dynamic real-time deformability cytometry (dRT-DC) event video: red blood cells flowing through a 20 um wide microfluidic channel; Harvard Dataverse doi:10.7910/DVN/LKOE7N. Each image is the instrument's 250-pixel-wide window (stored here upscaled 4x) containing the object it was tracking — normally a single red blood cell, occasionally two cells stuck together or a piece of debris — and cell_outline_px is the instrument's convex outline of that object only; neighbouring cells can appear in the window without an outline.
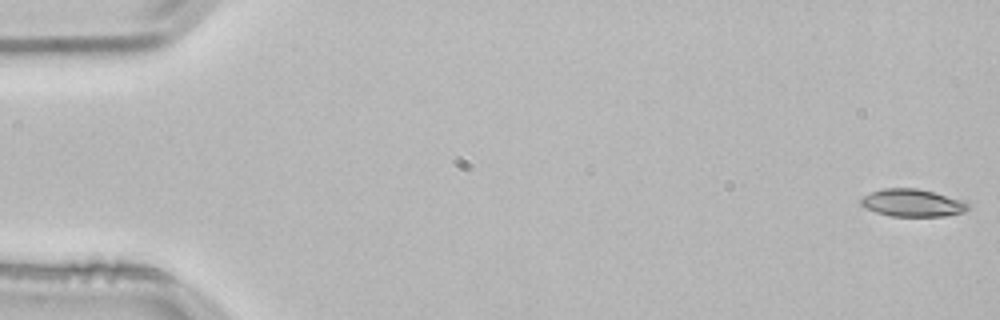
{"species": "common noctule bat (a hibernating species)", "species_latin": "Nyctalus noctula", "temperature_condition": "room temperature", "stored_images_in_passage": 54, "camera_frame_rate_fps": 3000, "um_per_image_px": 0.085, "animal": {"sex": "male", "body_mass_g": 21.5, "forearm_length_mm": 52.0}, "frame": {"image": 1, "passage_image": 1, "time_ms": 0.0, "image_size_px": [1000, 320], "cell_outline_px": [[972, 208], [964, 212], [944, 216], [892, 216], [876, 212], [864, 208], [860, 204], [860, 200], [864, 196], [872, 192], [884, 188], [916, 188], [964, 200]], "centroid_in_image_um": [77.57, 17.25], "position_along_channel_um": 7.4, "area_um2": 17.17}}
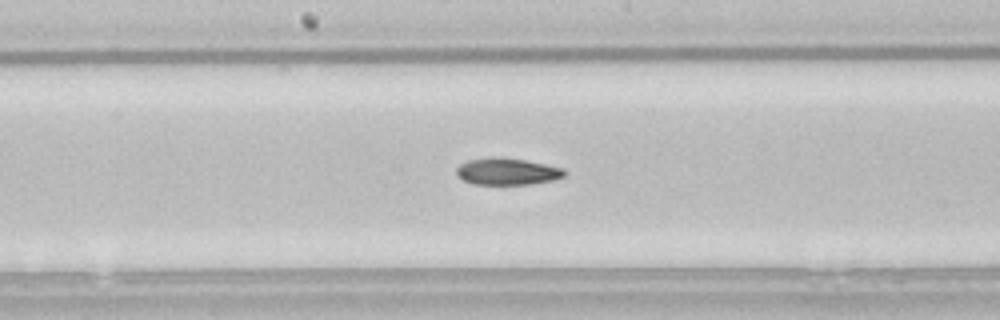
{"frame": {"image": 2, "passage_image": 28, "time_ms": 9.0, "image_size_px": [1000, 320], "cell_outline_px": [[568, 172], [564, 176], [552, 180], [532, 184], [472, 184], [456, 176], [456, 168], [460, 164], [468, 160], [488, 156], [500, 156], [524, 160], [564, 168]], "centroid_in_image_um": [43.08, 14.56], "position_along_channel_um": 205.1, "area_um2": 17.11}}
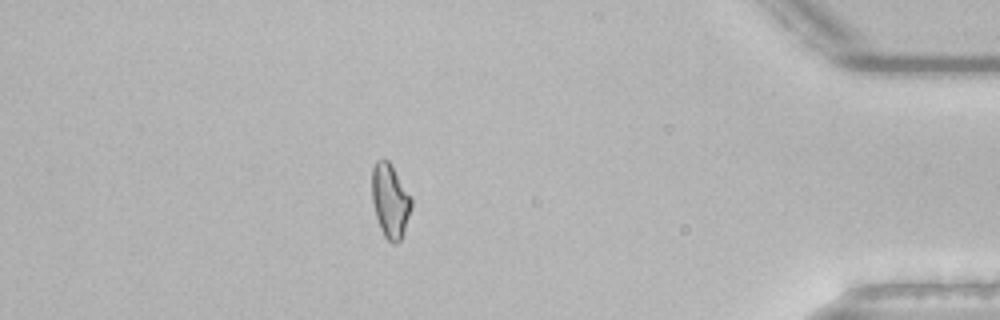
{"frame": {"image": 3, "passage_image": 47, "time_ms": 15.333, "image_size_px": [1000, 320], "cell_outline_px": [[412, 204], [400, 240], [396, 244], [392, 244], [384, 236], [380, 228], [376, 216], [372, 200], [372, 168], [376, 160], [388, 160], [412, 200]], "centroid_in_image_um": [33.13, 17.07], "position_along_channel_um": 402.1, "area_um2": 16.47}}